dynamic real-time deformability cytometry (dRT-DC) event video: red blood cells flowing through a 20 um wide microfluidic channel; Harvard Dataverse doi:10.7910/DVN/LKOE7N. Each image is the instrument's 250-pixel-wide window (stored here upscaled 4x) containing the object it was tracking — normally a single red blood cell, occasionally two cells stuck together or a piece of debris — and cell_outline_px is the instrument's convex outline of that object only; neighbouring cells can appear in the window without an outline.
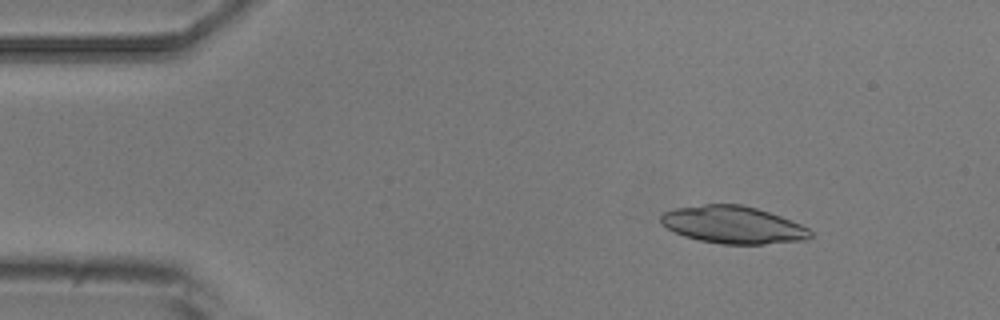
{"species": "common noctule bat (a hibernating species)", "species_latin": "Nyctalus noctula", "temperature_condition": "room temperature", "stored_images_in_passage": 5, "camera_frame_rate_fps": 3000, "um_per_image_px": 0.085, "animal": {"sex": "male", "body_mass_g": 20.5, "forearm_length_mm": 52.5}, "frame": {"image": 1, "passage_image": 2, "time_ms": 1.0, "image_size_px": [1000, 320], "cell_outline_px": [[812, 236], [808, 240], [764, 244], [724, 244], [700, 240], [684, 236], [668, 228], [660, 220], [660, 216], [664, 212], [676, 208], [704, 204], [740, 204], [756, 208], [780, 216], [800, 224], [808, 228], [812, 232]], "centroid_in_image_um": [62.34, 19.11], "position_along_channel_um": 22.7, "area_um2": 32.37}}